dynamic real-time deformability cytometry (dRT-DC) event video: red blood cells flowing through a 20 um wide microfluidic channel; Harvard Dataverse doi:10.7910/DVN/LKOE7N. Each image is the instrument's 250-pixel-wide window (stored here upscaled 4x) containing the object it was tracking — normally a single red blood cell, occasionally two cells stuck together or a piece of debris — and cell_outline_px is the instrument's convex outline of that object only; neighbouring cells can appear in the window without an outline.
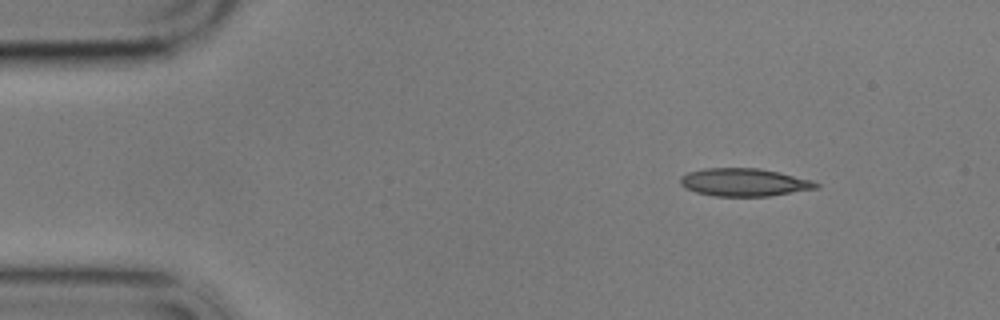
{"species": "common noctule bat (a hibernating species)", "species_latin": "Nyctalus noctula", "temperature_condition": "cold", "stored_images_in_passage": 4, "camera_frame_rate_fps": 3000, "um_per_image_px": 0.085, "animal": {"sex": "male", "body_mass_g": 17.9}, "frame": {"image": 1, "passage_image": 1, "time_ms": 0.0, "image_size_px": [1000, 320], "cell_outline_px": [[820, 188], [768, 196], [712, 196], [696, 192], [684, 188], [680, 184], [680, 176], [688, 172], [704, 168], [756, 168], [780, 172], [812, 180], [820, 184]], "centroid_in_image_um": [63.25, 15.49], "position_along_channel_um": 21.8, "area_um2": 22.2}}
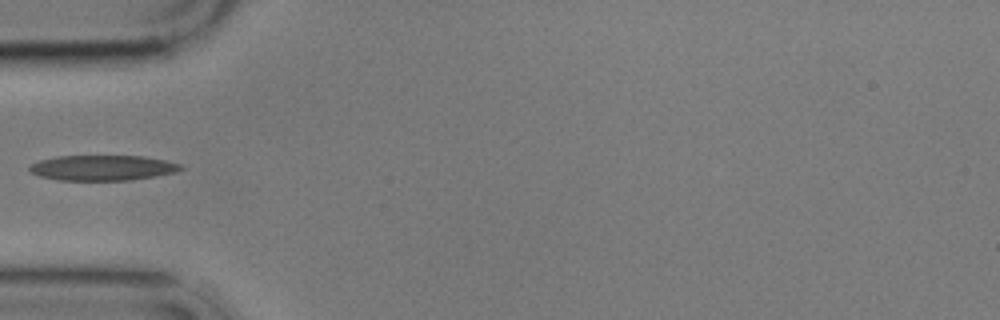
{"frame": {"image": 2, "passage_image": 4, "time_ms": 3.667, "image_size_px": [1000, 320], "cell_outline_px": [[184, 168], [176, 172], [132, 180], [60, 180], [40, 176], [32, 172], [28, 168], [32, 164], [40, 160], [56, 156], [144, 156], [164, 160], [180, 164]], "centroid_in_image_um": [8.73, 14.26], "position_along_channel_um": 76.3, "area_um2": 22.14}}